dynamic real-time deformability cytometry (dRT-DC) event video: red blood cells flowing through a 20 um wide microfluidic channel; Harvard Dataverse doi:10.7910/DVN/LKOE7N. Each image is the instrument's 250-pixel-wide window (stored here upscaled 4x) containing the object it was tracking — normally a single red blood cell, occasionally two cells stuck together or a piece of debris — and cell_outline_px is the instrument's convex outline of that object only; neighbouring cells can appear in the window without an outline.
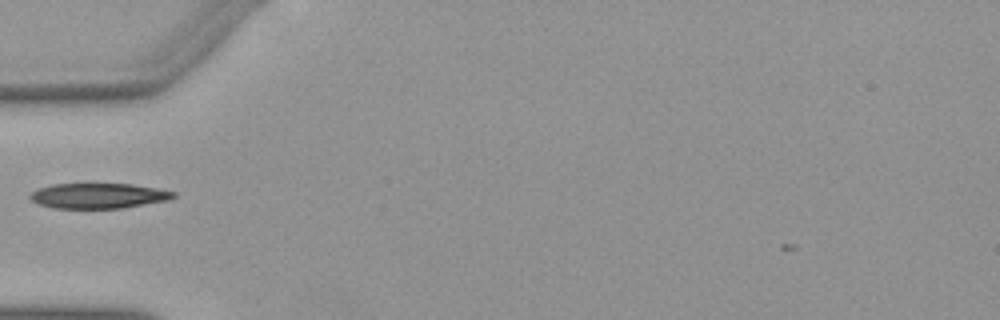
{"species": "Egyptian fruit bat (a non-hibernating species)", "species_latin": "Rousettus aegyptiacus", "temperature_condition": "warm", "stored_images_in_passage": 35, "camera_frame_rate_fps": 3000, "um_per_image_px": 0.085, "animal": {"sex": "female"}, "frame": {"image": 1, "passage_image": 1, "time_ms": 0.0, "image_size_px": [1000, 320], "cell_outline_px": [[176, 196], [168, 200], [124, 208], [52, 208], [36, 204], [28, 196], [36, 188], [52, 184], [132, 184], [156, 188], [176, 192]], "centroid_in_image_um": [8.33, 16.64], "position_along_channel_um": 76.7, "area_um2": 21.21}}
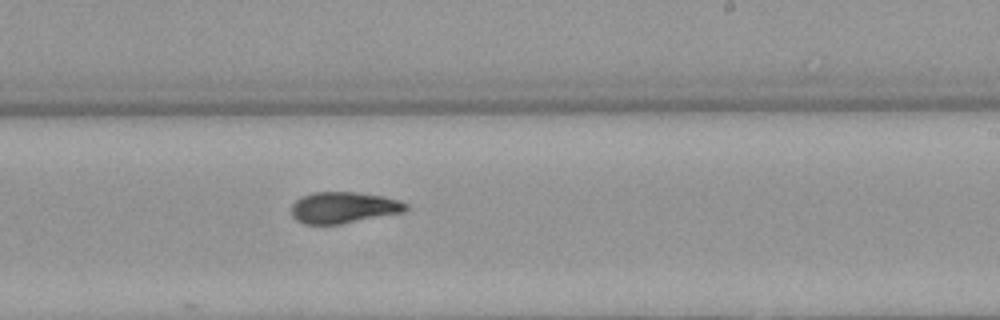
{"frame": {"image": 2, "passage_image": 15, "time_ms": 4.667, "image_size_px": [1000, 320], "cell_outline_px": [[408, 208], [404, 212], [340, 224], [304, 224], [296, 220], [292, 216], [292, 204], [300, 196], [312, 192], [356, 192], [384, 196], [400, 200], [408, 204]], "centroid_in_image_um": [29.2, 17.63], "position_along_channel_um": 259.8, "area_um2": 21.04}}
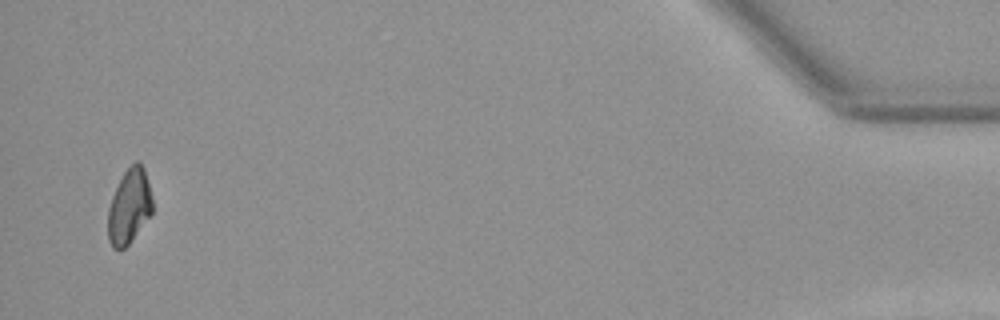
{"frame": {"image": 3, "passage_image": 34, "time_ms": 11.0, "image_size_px": [1000, 320], "cell_outline_px": [[152, 212], [128, 244], [124, 248], [112, 248], [108, 240], [108, 208], [112, 196], [124, 172], [136, 160], [140, 160], [144, 168], [152, 196]], "centroid_in_image_um": [10.98, 17.52], "position_along_channel_um": 424.2, "area_um2": 19.13}}